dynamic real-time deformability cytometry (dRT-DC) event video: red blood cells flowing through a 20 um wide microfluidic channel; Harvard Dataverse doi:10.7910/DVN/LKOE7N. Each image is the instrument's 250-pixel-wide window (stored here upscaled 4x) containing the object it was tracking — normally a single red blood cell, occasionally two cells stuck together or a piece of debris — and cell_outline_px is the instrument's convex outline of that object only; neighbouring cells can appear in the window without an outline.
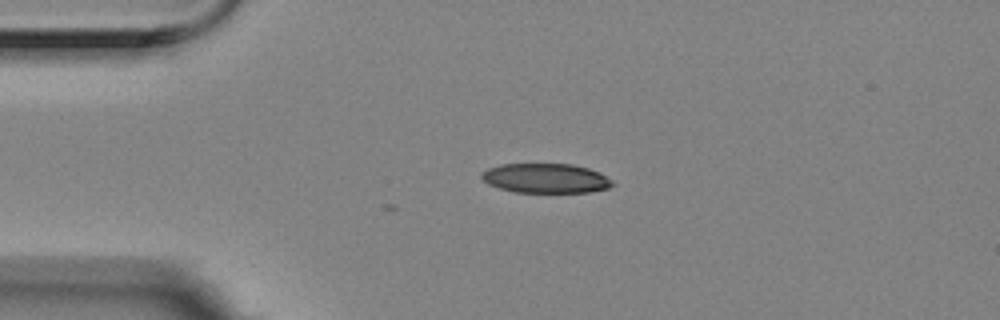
{"species": "Egyptian fruit bat (a non-hibernating species)", "species_latin": "Rousettus aegyptiacus", "temperature_condition": "room temperature", "stored_images_in_passage": 3, "camera_frame_rate_fps": 3000, "um_per_image_px": 0.085, "animal": {"sex": "female"}, "frame": {"image": 1, "passage_image": 1, "time_ms": 0.0, "image_size_px": [1000, 320], "cell_outline_px": [[616, 184], [608, 188], [588, 192], [516, 192], [500, 188], [488, 184], [480, 176], [488, 168], [500, 164], [572, 164], [588, 168], [600, 172], [612, 180]], "centroid_in_image_um": [46.42, 15.15], "position_along_channel_um": 38.6, "area_um2": 22.48}}